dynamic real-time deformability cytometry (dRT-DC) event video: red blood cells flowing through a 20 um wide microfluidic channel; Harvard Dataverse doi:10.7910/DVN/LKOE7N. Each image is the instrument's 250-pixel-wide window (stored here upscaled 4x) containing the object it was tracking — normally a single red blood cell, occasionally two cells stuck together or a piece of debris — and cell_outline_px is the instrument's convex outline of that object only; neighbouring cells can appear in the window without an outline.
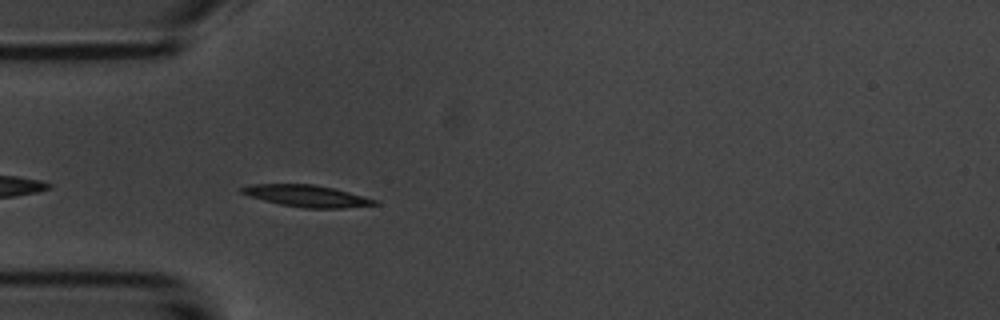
{"species": "common noctule bat (a hibernating species)", "species_latin": "Nyctalus noctula", "temperature_condition": "room temperature", "stored_images_in_passage": 3, "camera_frame_rate_fps": 3000, "um_per_image_px": 0.085, "animal": {"sex": "male", "body_mass_g": 20.1, "forearm_length_mm": 53.5}, "frame": {"image": 1, "passage_image": 3, "time_ms": 3.333, "image_size_px": [1000, 320], "cell_outline_px": [[380, 204], [344, 208], [304, 208], [280, 204], [248, 196], [240, 192], [240, 188], [252, 184], [312, 184], [332, 188], [348, 192], [376, 200]], "centroid_in_image_um": [26.05, 16.66], "position_along_channel_um": 59.0, "area_um2": 16.65}}